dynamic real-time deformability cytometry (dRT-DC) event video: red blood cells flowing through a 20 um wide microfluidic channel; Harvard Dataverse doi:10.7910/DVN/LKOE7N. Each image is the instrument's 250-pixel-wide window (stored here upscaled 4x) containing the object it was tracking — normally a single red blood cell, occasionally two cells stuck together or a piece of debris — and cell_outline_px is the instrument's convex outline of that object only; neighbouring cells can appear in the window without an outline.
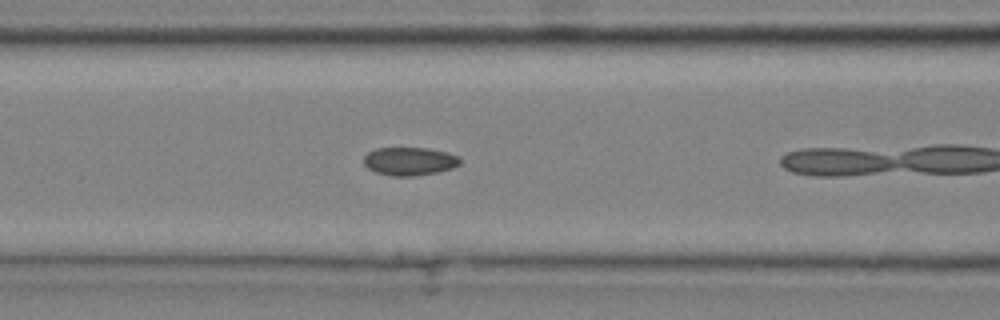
{"species": "common noctule bat (a hibernating species)", "species_latin": "Nyctalus noctula", "temperature_condition": "cold", "stored_images_in_passage": 9, "camera_frame_rate_fps": 3000, "um_per_image_px": 0.085, "animal": {"sex": "male", "body_mass_g": 20.4}, "frame": {"image": 1, "passage_image": 8, "time_ms": 2.333, "image_size_px": [1000, 320], "cell_outline_px": [[460, 164], [452, 168], [436, 172], [416, 176], [392, 176], [376, 172], [368, 168], [364, 164], [364, 156], [368, 152], [376, 148], [428, 148], [448, 152], [460, 156]], "centroid_in_image_um": [34.82, 13.7], "position_along_channel_um": 131.8, "area_um2": 15.9}}